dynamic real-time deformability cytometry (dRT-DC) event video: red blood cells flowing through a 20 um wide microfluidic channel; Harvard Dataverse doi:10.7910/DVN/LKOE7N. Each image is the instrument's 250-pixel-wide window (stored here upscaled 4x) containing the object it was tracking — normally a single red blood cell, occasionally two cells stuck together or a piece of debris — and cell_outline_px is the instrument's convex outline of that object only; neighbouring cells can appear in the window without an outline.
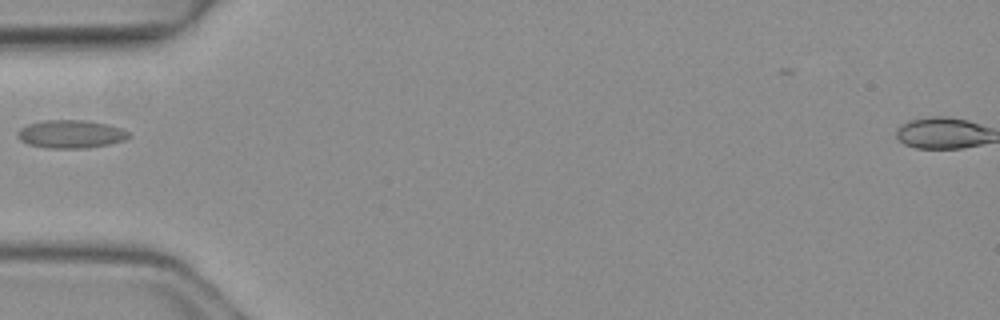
{"species": "common noctule bat (a hibernating species)", "species_latin": "Nyctalus noctula", "temperature_condition": "warm", "stored_images_in_passage": 1, "camera_frame_rate_fps": 3000, "um_per_image_px": 0.085, "animal": {"sex": "female", "body_mass_g": 19.3, "forearm_length_mm": 54.1}, "frame": {"image": 1, "passage_image": 1, "time_ms": 0.0, "image_size_px": [1000, 320], "cell_outline_px": [[128, 136], [124, 140], [108, 144], [84, 148], [44, 148], [28, 144], [20, 140], [16, 136], [16, 132], [20, 128], [28, 124], [44, 120], [84, 120], [108, 124], [124, 128], [128, 132]], "centroid_in_image_um": [5.98, 11.39], "position_along_channel_um": 79.0, "area_um2": 18.26}}